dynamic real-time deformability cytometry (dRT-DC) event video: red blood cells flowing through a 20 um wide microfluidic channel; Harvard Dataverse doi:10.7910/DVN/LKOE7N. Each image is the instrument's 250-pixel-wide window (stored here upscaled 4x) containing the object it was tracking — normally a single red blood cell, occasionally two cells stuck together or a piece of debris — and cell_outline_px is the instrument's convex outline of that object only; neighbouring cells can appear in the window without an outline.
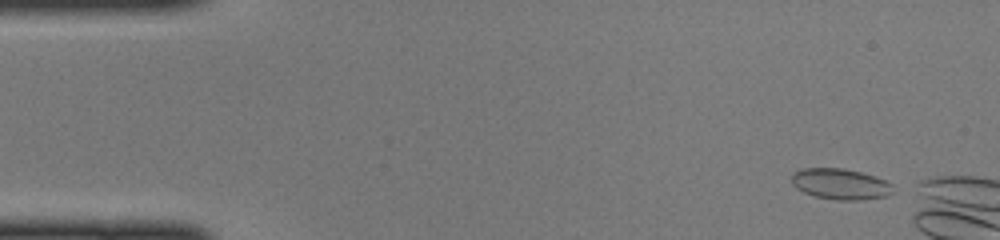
{"species": "common noctule bat (a hibernating species)", "species_latin": "Nyctalus noctula", "temperature_condition": "cold", "stored_images_in_passage": 37, "camera_frame_rate_fps": 3000, "um_per_image_px": 0.085, "animal": {"sex": "female", "body_mass_g": 22.0, "forearm_length_mm": 56.7}, "frame": {"image": 1, "passage_image": 1, "time_ms": 0.0, "image_size_px": [1000, 240], "cell_outline_px": [[896, 192], [884, 196], [864, 200], [836, 200], [816, 196], [804, 192], [796, 188], [792, 184], [792, 172], [804, 168], [844, 168], [876, 176], [888, 180], [892, 184]], "centroid_in_image_um": [71.48, 15.64], "position_along_channel_um": 13.5, "area_um2": 18.5}}
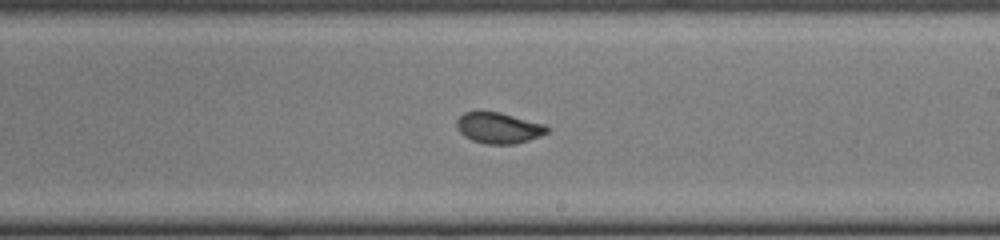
{"frame": {"image": 2, "passage_image": 25, "time_ms": 8.0, "image_size_px": [1000, 240], "cell_outline_px": [[548, 132], [540, 136], [516, 144], [484, 144], [472, 140], [464, 136], [456, 128], [456, 120], [464, 112], [500, 112], [544, 124], [548, 128]], "centroid_in_image_um": [42.36, 10.88], "position_along_channel_um": 246.6, "area_um2": 16.24}}
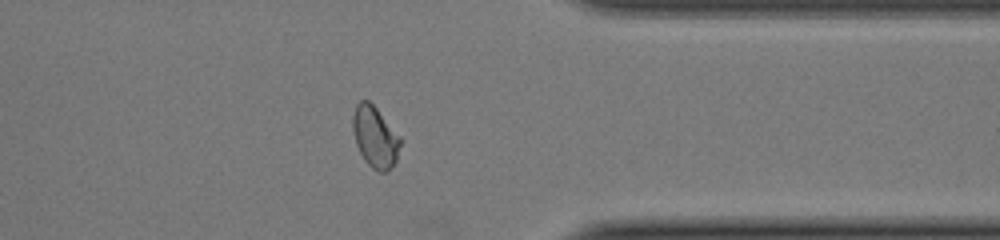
{"frame": {"image": 3, "passage_image": 35, "time_ms": 11.333, "image_size_px": [1000, 240], "cell_outline_px": [[404, 140], [396, 160], [388, 172], [376, 172], [364, 160], [356, 144], [352, 132], [352, 116], [356, 104], [360, 100], [368, 100], [376, 108]], "centroid_in_image_um": [31.9, 11.66], "position_along_channel_um": 379.5, "area_um2": 17.34}}